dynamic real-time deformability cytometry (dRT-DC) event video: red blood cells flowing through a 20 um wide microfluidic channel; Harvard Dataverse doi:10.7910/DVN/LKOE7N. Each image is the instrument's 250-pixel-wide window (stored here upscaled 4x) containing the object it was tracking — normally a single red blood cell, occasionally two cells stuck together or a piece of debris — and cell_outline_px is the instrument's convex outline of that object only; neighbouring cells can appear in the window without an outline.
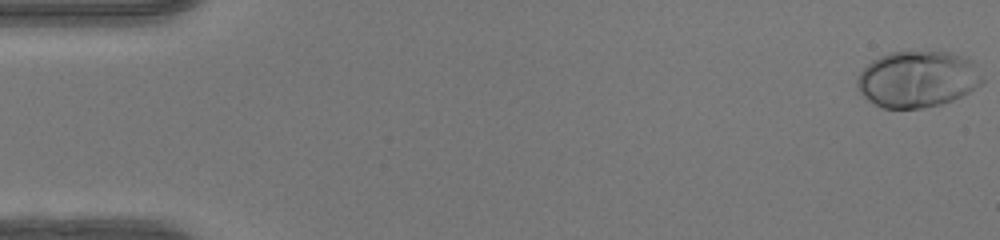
{"species": "human", "species_latin": "Homo sapiens", "temperature_condition": "warm", "stored_images_in_passage": 50, "camera_frame_rate_fps": 3000, "um_per_image_px": 0.085, "donor": {"sex": "female"}, "frame": {"image": 1, "passage_image": 1, "time_ms": 0.0, "image_size_px": [1000, 240], "cell_outline_px": [[984, 80], [980, 84], [968, 92], [952, 100], [940, 104], [920, 108], [884, 108], [868, 100], [860, 92], [856, 84], [856, 76], [872, 60], [888, 52], [948, 52], [972, 60]], "centroid_in_image_um": [77.96, 6.72], "position_along_channel_um": 7.0, "area_um2": 40.81}}
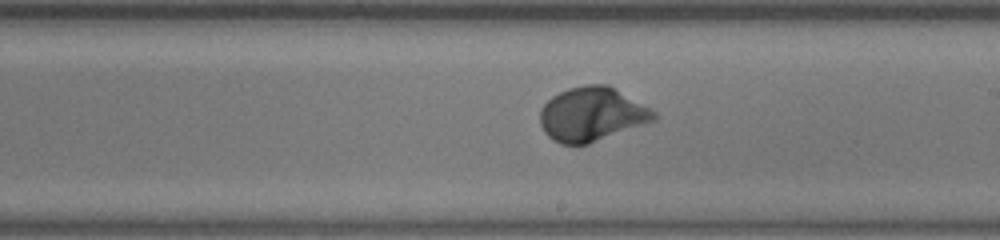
{"frame": {"image": 2, "passage_image": 29, "time_ms": 9.333, "image_size_px": [1000, 240], "cell_outline_px": [[656, 120], [588, 144], [560, 144], [552, 140], [544, 132], [540, 124], [540, 108], [552, 96], [568, 88], [584, 84], [608, 84], [656, 112]], "centroid_in_image_um": [50.28, 9.71], "position_along_channel_um": 238.7, "area_um2": 35.78}}
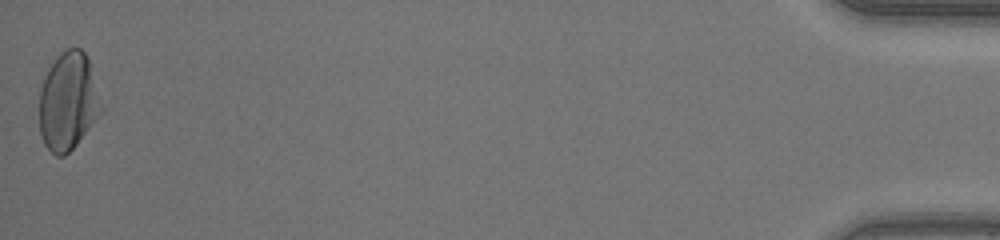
{"frame": {"image": 3, "passage_image": 50, "time_ms": 16.333, "image_size_px": [1000, 240], "cell_outline_px": [[104, 108], [76, 144], [64, 156], [56, 156], [44, 144], [40, 136], [40, 88], [48, 68], [56, 56], [60, 52], [68, 48], [80, 48], [88, 56]], "centroid_in_image_um": [5.79, 8.58], "position_along_channel_um": 429.4, "area_um2": 35.37}, "authors_computed_cell_mechanics": {"area_um2": 35.0268, "velocity_mm_per_s": 4.1675, "shape_relaxation_time_tau1_ms": 2.4987, "shape_relaxation_time_tau2_ms": null, "deformation_change_tau1": 0.1848, "deformation_change_tau2": null}}